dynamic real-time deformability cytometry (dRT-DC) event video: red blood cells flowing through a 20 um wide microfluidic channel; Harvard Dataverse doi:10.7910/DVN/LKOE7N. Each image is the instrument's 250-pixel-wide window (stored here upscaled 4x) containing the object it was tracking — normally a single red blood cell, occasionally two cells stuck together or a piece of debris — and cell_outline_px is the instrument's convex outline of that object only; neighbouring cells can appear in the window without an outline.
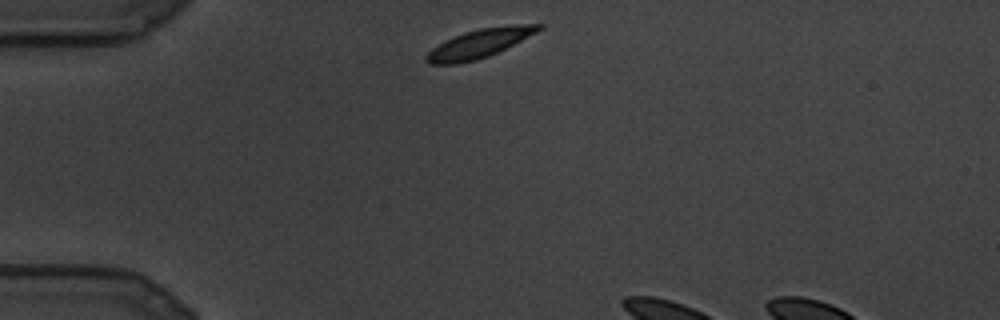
{"species": "common noctule bat (a hibernating species)", "species_latin": "Nyctalus noctula", "temperature_condition": "cold", "stored_images_in_passage": 3, "camera_frame_rate_fps": 3000, "um_per_image_px": 0.085, "animal": {"sex": "male", "body_mass_g": 19.5, "forearm_length_mm": 54.6}, "frame": {"image": 1, "passage_image": 1, "time_ms": 0.0, "image_size_px": [1000, 320], "cell_outline_px": [[544, 24], [536, 32], [488, 56], [476, 60], [456, 64], [428, 64], [424, 60], [424, 56], [432, 48], [444, 40], [464, 32], [480, 28], [512, 24]], "centroid_in_image_um": [40.66, 3.7], "position_along_channel_um": 44.3, "area_um2": 18.55}}